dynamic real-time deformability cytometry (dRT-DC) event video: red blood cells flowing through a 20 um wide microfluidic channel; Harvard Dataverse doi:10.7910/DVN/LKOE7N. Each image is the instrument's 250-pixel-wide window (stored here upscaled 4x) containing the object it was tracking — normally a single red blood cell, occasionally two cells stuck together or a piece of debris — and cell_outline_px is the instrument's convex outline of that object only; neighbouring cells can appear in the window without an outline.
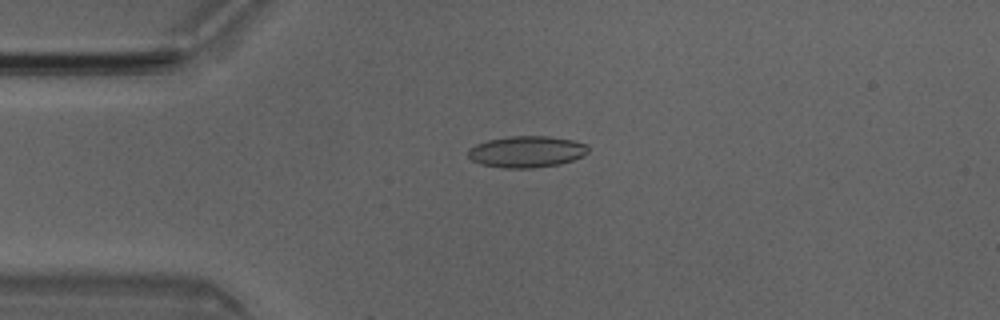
{"species": "Egyptian fruit bat (a non-hibernating species)", "species_latin": "Rousettus aegyptiacus", "temperature_condition": "room temperature", "stored_images_in_passage": 5, "camera_frame_rate_fps": 3000, "um_per_image_px": 0.085, "animal": {"sex": "male"}, "frame": {"image": 1, "passage_image": 4, "time_ms": 1.0, "image_size_px": [1000, 320], "cell_outline_px": [[588, 152], [584, 156], [560, 164], [532, 168], [504, 168], [480, 164], [472, 160], [468, 156], [468, 148], [476, 144], [488, 140], [508, 136], [548, 136], [572, 140], [588, 144]], "centroid_in_image_um": [44.76, 12.89], "position_along_channel_um": 40.2, "area_um2": 22.14}}